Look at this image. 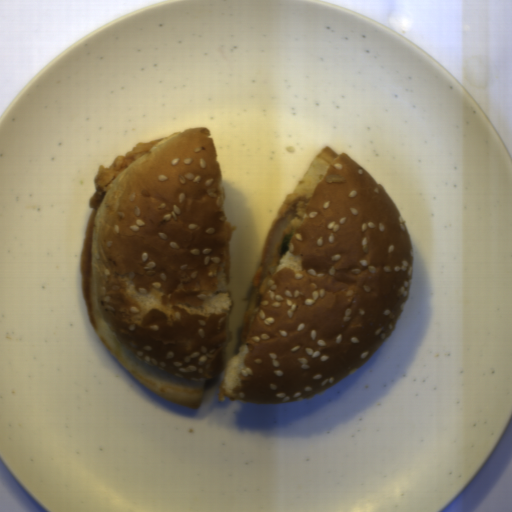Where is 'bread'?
I'll return each mask as SVG.
<instances>
[{"instance_id": "cb027b5d", "label": "bread", "mask_w": 512, "mask_h": 512, "mask_svg": "<svg viewBox=\"0 0 512 512\" xmlns=\"http://www.w3.org/2000/svg\"><path fill=\"white\" fill-rule=\"evenodd\" d=\"M308 197L218 399L292 403L360 370L395 329L412 284V238L386 190L325 146L295 186Z\"/></svg>"}, {"instance_id": "8d2b1439", "label": "bread", "mask_w": 512, "mask_h": 512, "mask_svg": "<svg viewBox=\"0 0 512 512\" xmlns=\"http://www.w3.org/2000/svg\"><path fill=\"white\" fill-rule=\"evenodd\" d=\"M120 172L88 216L80 253L89 318L148 389L198 410L232 340L231 238L208 128L159 139Z\"/></svg>"}]
</instances>
